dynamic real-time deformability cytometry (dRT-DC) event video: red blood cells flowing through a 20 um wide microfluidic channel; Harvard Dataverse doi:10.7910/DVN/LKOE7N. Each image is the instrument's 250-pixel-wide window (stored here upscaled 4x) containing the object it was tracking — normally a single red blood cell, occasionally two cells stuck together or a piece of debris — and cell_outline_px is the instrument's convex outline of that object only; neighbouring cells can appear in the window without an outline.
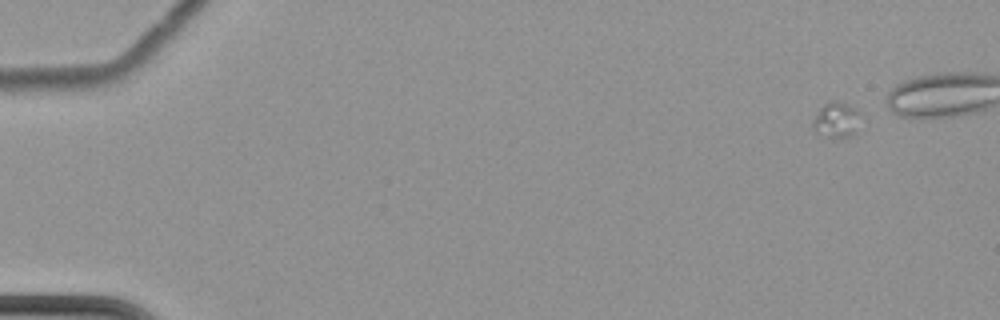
{"species": "common noctule bat (a hibernating species)", "species_latin": "Nyctalus noctula", "temperature_condition": "cold", "stored_images_in_passage": 6, "camera_frame_rate_fps": 3000, "um_per_image_px": 0.085, "animal": {"sex": "female", "body_mass_g": 22.7, "forearm_length_mm": 54.2}, "frame": {"image": 1, "passage_image": 2, "time_ms": 1.333, "image_size_px": [1000, 320], "cell_outline_px": [[864, 116], [852, 136], [840, 140], [816, 136], [812, 124], [812, 120], [820, 108], [828, 100], [836, 100], [848, 104], [856, 108]], "centroid_in_image_um": [71.11, 10.24], "position_along_channel_um": 13.9, "area_um2": 10.75}}